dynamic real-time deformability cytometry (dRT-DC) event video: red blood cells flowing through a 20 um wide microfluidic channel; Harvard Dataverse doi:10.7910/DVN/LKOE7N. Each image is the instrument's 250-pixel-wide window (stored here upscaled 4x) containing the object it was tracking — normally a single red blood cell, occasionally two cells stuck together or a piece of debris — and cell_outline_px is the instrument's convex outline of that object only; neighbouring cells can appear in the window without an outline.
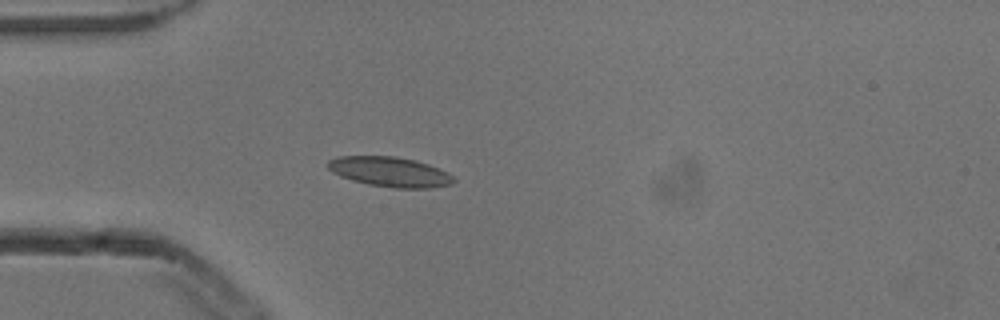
{"species": "common noctule bat (a hibernating species)", "species_latin": "Nyctalus noctula", "temperature_condition": "cold", "stored_images_in_passage": 4, "camera_frame_rate_fps": 3000, "um_per_image_px": 0.085, "animal": {"sex": "male", "body_mass_g": 13.3}, "frame": {"image": 1, "passage_image": 4, "time_ms": 1.0, "image_size_px": [1000, 320], "cell_outline_px": [[456, 180], [452, 184], [432, 188], [396, 188], [368, 184], [352, 180], [340, 176], [332, 172], [324, 164], [328, 160], [336, 156], [392, 156], [416, 160], [428, 164], [448, 172]], "centroid_in_image_um": [33.12, 14.6], "position_along_channel_um": 51.9, "area_um2": 22.08}}